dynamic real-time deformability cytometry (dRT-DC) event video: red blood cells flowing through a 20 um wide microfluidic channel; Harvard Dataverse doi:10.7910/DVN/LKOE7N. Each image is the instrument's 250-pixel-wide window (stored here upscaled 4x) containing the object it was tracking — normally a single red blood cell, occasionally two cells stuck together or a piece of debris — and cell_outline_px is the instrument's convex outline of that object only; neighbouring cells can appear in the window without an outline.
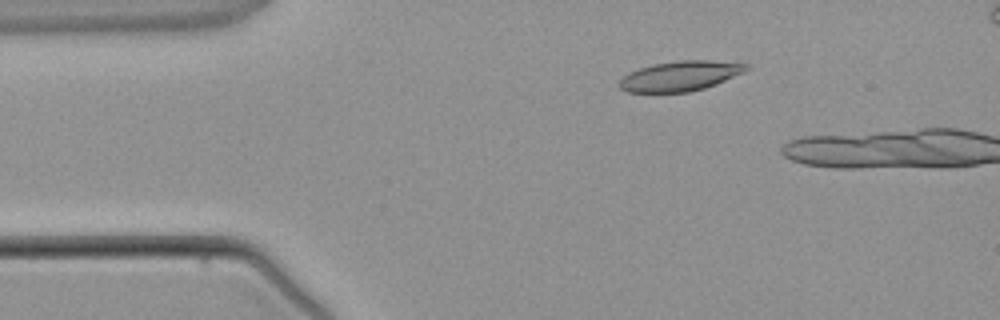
{"species": "common noctule bat (a hibernating species)", "species_latin": "Nyctalus noctula", "temperature_condition": "warm", "stored_images_in_passage": 3, "camera_frame_rate_fps": 3000, "um_per_image_px": 0.085, "animal": {"sex": "male", "body_mass_g": 21.5, "forearm_length_mm": 52.0}, "frame": {"image": 1, "passage_image": 2, "time_ms": 1.0, "image_size_px": [1000, 320], "cell_outline_px": [[748, 68], [744, 72], [716, 84], [704, 88], [688, 92], [628, 92], [620, 88], [620, 80], [624, 76], [640, 68], [652, 64], [680, 60], [708, 60], [748, 64]], "centroid_in_image_um": [57.83, 6.46], "position_along_channel_um": 27.2, "area_um2": 21.85}}